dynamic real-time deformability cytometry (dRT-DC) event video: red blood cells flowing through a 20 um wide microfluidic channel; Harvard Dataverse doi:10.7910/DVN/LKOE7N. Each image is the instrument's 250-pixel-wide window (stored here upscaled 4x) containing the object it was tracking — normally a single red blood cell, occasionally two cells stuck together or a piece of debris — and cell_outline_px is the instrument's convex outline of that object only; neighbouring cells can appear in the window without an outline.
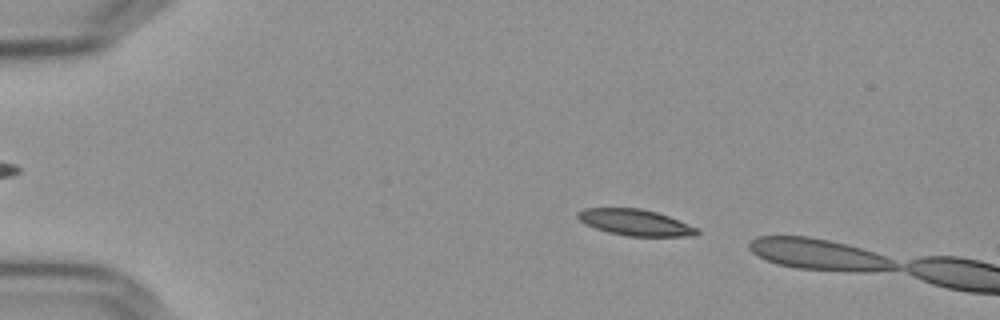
{"species": "Egyptian fruit bat (a non-hibernating species)", "species_latin": "Rousettus aegyptiacus", "temperature_condition": "cold", "stored_images_in_passage": 6, "camera_frame_rate_fps": 3000, "um_per_image_px": 0.085, "frame": {"image": 1, "passage_image": 3, "time_ms": 0.667, "image_size_px": [1000, 320], "cell_outline_px": [[700, 232], [696, 236], [628, 236], [608, 232], [584, 224], [576, 216], [576, 212], [584, 208], [640, 208], [656, 212], [668, 216], [700, 228]], "centroid_in_image_um": [54.01, 18.91], "position_along_channel_um": 31.0, "area_um2": 18.32}}